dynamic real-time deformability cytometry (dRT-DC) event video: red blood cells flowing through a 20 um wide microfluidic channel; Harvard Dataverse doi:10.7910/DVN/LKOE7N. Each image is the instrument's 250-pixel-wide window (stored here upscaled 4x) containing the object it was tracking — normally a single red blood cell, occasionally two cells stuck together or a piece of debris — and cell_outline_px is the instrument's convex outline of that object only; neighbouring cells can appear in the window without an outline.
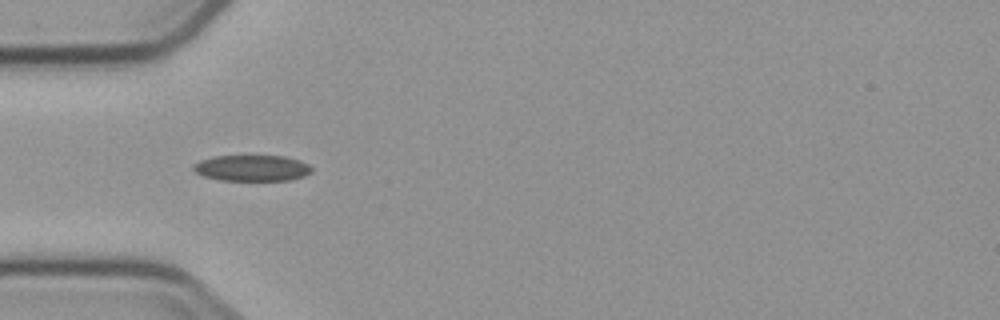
{"species": "common noctule bat (a hibernating species)", "species_latin": "Nyctalus noctula", "temperature_condition": "cold", "stored_images_in_passage": 5, "camera_frame_rate_fps": 3000, "um_per_image_px": 0.085, "animal": {"sex": "male", "body_mass_g": 23.1, "forearm_length_mm": 52.7}, "frame": {"image": 1, "passage_image": 4, "time_ms": 5.0, "image_size_px": [1000, 320], "cell_outline_px": [[312, 172], [304, 176], [292, 180], [220, 180], [204, 176], [196, 172], [192, 168], [200, 160], [212, 156], [284, 156], [308, 164], [312, 168]], "centroid_in_image_um": [21.43, 14.29], "position_along_channel_um": 63.6, "area_um2": 17.8}}
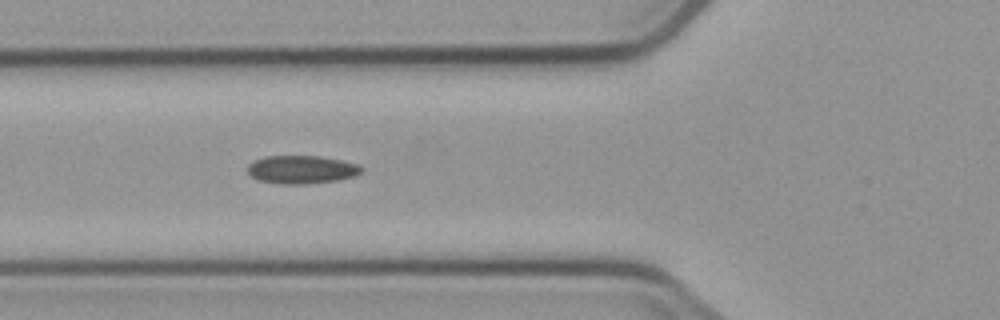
{"frame": {"image": 2, "passage_image": 5, "time_ms": 6.0, "image_size_px": [1000, 320], "cell_outline_px": [[364, 168], [360, 172], [352, 176], [336, 180], [308, 184], [284, 184], [260, 180], [252, 176], [248, 172], [248, 164], [256, 160], [268, 156], [320, 156], [340, 160], [356, 164]], "centroid_in_image_um": [25.63, 14.41], "position_along_channel_um": 100.2, "area_um2": 18.32}}